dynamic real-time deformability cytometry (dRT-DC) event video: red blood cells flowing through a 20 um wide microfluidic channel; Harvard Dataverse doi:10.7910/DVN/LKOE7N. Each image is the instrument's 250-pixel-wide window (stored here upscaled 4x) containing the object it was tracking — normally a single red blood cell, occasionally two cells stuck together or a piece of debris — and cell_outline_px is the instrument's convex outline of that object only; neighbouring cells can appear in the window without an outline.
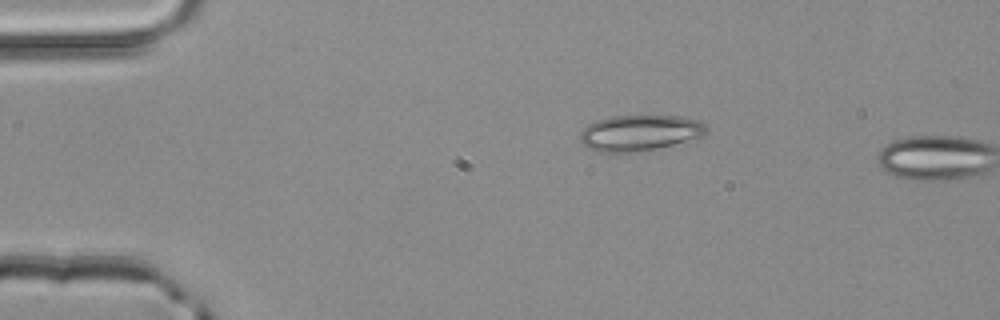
{"species": "common noctule bat (a hibernating species)", "species_latin": "Nyctalus noctula", "temperature_condition": "room temperature", "stored_images_in_passage": 2, "camera_frame_rate_fps": 3000, "um_per_image_px": 0.085, "animal": {"sex": "male", "body_mass_g": 20.4}, "frame": {"image": 1, "passage_image": 1, "time_ms": 0.0, "image_size_px": [1000, 320], "cell_outline_px": [[708, 128], [700, 136], [644, 152], [596, 152], [588, 148], [580, 140], [580, 132], [588, 124], [596, 120], [612, 116], [684, 116], [700, 120], [708, 124]], "centroid_in_image_um": [54.36, 11.29], "position_along_channel_um": 30.6, "area_um2": 26.47}}